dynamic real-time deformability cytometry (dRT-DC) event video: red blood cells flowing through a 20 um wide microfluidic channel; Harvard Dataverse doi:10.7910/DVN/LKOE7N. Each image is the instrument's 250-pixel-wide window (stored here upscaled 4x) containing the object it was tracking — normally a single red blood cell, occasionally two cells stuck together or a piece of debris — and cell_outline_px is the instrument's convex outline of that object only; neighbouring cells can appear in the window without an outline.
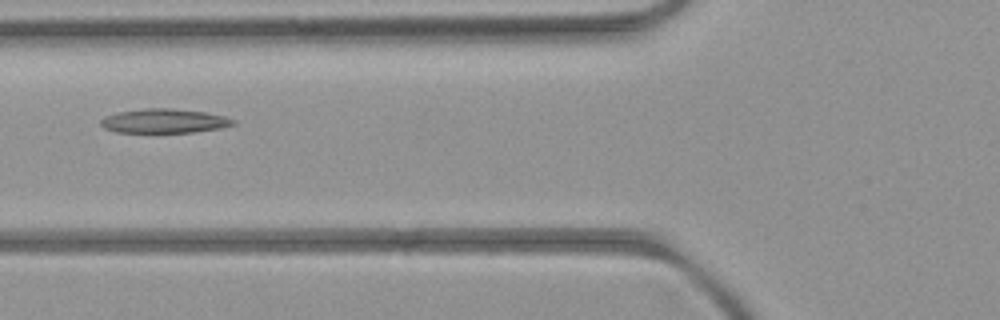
{"species": "common noctule bat (a hibernating species)", "species_latin": "Nyctalus noctula", "temperature_condition": "room temperature", "stored_images_in_passage": 4, "camera_frame_rate_fps": 3000, "um_per_image_px": 0.085, "animal": {"sex": "female", "body_mass_g": 21.9}, "frame": {"image": 1, "passage_image": 4, "time_ms": 3.333, "image_size_px": [1000, 320], "cell_outline_px": [[236, 124], [220, 128], [196, 132], [116, 132], [104, 128], [100, 124], [100, 120], [104, 116], [120, 112], [144, 108], [172, 108], [208, 112], [224, 116], [236, 120]], "centroid_in_image_um": [13.98, 10.27], "position_along_channel_um": 111.8, "area_um2": 18.79}}